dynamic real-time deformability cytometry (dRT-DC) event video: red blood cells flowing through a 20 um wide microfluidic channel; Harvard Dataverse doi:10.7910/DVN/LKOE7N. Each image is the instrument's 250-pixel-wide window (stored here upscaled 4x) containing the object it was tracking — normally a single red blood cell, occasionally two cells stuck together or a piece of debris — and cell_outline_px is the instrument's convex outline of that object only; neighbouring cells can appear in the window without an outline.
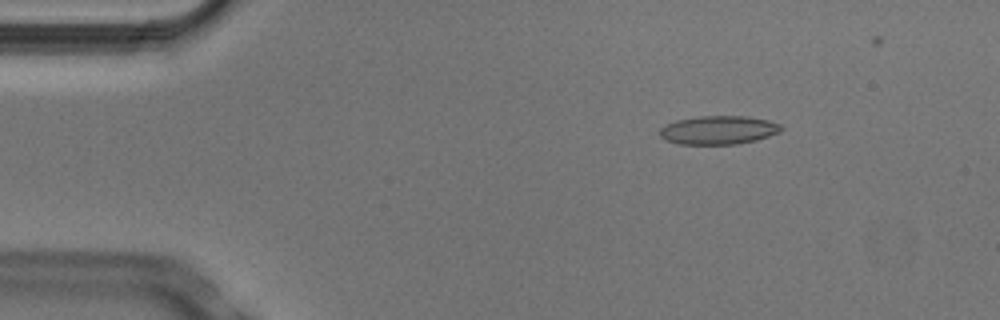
{"species": "Egyptian fruit bat (a non-hibernating species)", "species_latin": "Rousettus aegyptiacus", "temperature_condition": "cold", "stored_images_in_passage": 4, "camera_frame_rate_fps": 3000, "um_per_image_px": 0.085, "animal": {"sex": "male"}, "frame": {"image": 1, "passage_image": 3, "time_ms": 0.667, "image_size_px": [1000, 320], "cell_outline_px": [[784, 128], [780, 132], [756, 140], [736, 144], [680, 144], [664, 140], [660, 136], [660, 128], [676, 120], [700, 116], [748, 116], [768, 120], [780, 124]], "centroid_in_image_um": [61.08, 11.05], "position_along_channel_um": 23.9, "area_um2": 20.23}}